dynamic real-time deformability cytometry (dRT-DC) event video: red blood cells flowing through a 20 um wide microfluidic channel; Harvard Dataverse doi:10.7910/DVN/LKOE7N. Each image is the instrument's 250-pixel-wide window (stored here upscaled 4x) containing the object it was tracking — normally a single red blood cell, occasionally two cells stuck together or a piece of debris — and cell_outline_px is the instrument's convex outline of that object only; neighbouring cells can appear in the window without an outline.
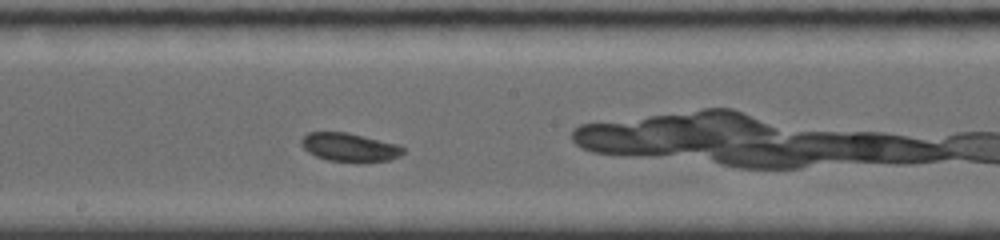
{"species": "common noctule bat (a hibernating species)", "species_latin": "Nyctalus noctula", "temperature_condition": "room temperature", "stored_images_in_passage": 6, "camera_frame_rate_fps": 4000, "um_per_image_px": 0.085, "animal": {"sex": "female", "body_mass_g": 19.0, "forearm_length_mm": 56.7}, "frame": {"image": 1, "passage_image": 5, "time_ms": 3.75, "image_size_px": [1000, 240], "cell_outline_px": [[404, 152], [400, 156], [388, 160], [328, 160], [316, 156], [308, 152], [300, 144], [300, 140], [308, 132], [348, 132], [400, 144], [404, 148]], "centroid_in_image_um": [29.71, 12.47], "position_along_channel_um": 218.5, "area_um2": 16.59}}
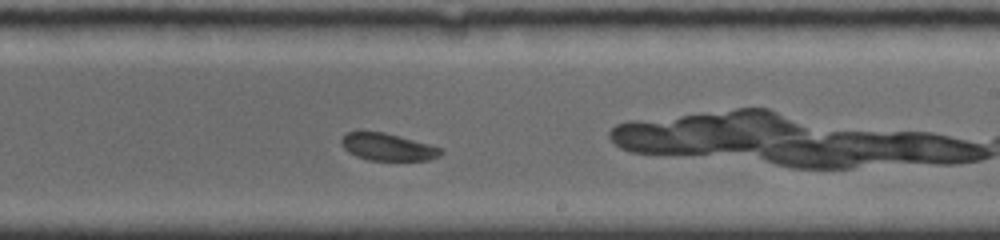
{"frame": {"image": 2, "passage_image": 6, "time_ms": 4.75, "image_size_px": [1000, 240], "cell_outline_px": [[444, 152], [440, 156], [428, 160], [368, 160], [356, 156], [348, 152], [340, 144], [340, 140], [348, 132], [360, 128], [384, 132], [400, 136], [444, 148]], "centroid_in_image_um": [32.92, 12.46], "position_along_channel_um": 256.1, "area_um2": 16.36}}